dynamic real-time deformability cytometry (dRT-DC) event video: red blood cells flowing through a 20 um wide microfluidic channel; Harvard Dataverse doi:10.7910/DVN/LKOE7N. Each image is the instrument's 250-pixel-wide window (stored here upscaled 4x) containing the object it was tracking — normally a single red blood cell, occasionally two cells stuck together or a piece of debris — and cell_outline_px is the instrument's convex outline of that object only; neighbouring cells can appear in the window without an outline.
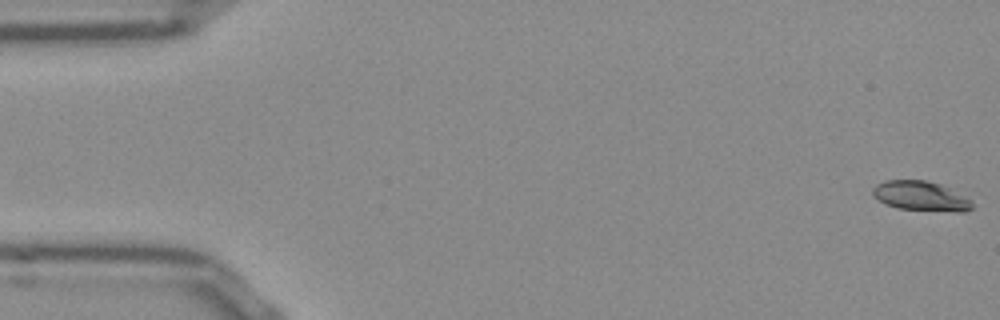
{"species": "Egyptian fruit bat (a non-hibernating species)", "species_latin": "Rousettus aegyptiacus", "temperature_condition": "room temperature", "stored_images_in_passage": 53, "camera_frame_rate_fps": 3000, "um_per_image_px": 0.085, "frame": {"image": 1, "passage_image": 1, "time_ms": 0.0, "image_size_px": [1000, 320], "cell_outline_px": [[972, 208], [964, 212], [956, 212], [896, 208], [884, 204], [872, 196], [872, 188], [876, 184], [884, 180], [924, 180], [940, 184], [972, 200]], "centroid_in_image_um": [78.22, 16.67], "position_along_channel_um": 6.8, "area_um2": 17.28}}
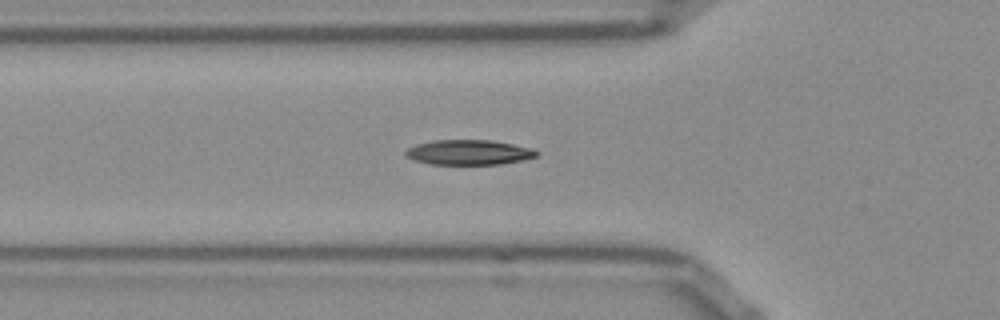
{"frame": {"image": 2, "passage_image": 18, "time_ms": 5.667, "image_size_px": [1000, 320], "cell_outline_px": [[540, 152], [536, 156], [524, 160], [500, 164], [428, 164], [412, 160], [404, 156], [404, 152], [408, 148], [416, 144], [432, 140], [492, 140], [532, 148]], "centroid_in_image_um": [39.81, 12.95], "position_along_channel_um": 86.0, "area_um2": 19.25}}
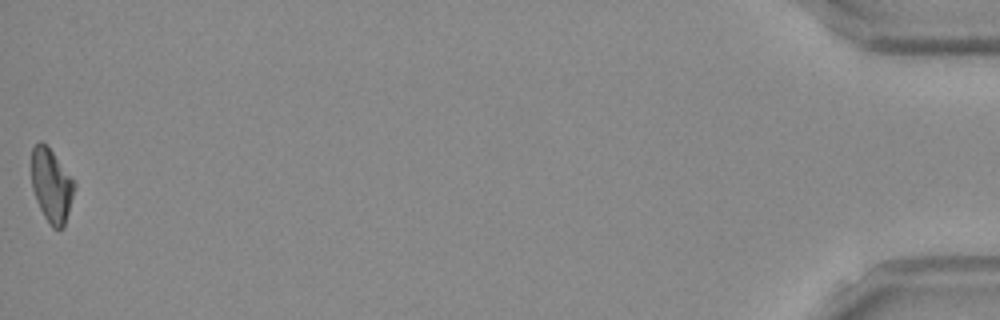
{"frame": {"image": 3, "passage_image": 53, "time_ms": 17.333, "image_size_px": [1000, 320], "cell_outline_px": [[76, 184], [68, 212], [64, 224], [60, 228], [52, 228], [44, 216], [36, 200], [32, 188], [32, 148], [40, 140], [52, 152]], "centroid_in_image_um": [4.35, 15.77], "position_along_channel_um": 430.8, "area_um2": 17.8}, "authors_computed_cell_mechanics": {"area_um2": 18.7272, "velocity_mm_per_s": 3.8349, "shape_relaxation_time_tau1_ms": 5.2064, "shape_relaxation_time_tau2_ms": 8.1035, "deformation_change_tau1": 0.1588, "deformation_change_tau2": 0.1414}}